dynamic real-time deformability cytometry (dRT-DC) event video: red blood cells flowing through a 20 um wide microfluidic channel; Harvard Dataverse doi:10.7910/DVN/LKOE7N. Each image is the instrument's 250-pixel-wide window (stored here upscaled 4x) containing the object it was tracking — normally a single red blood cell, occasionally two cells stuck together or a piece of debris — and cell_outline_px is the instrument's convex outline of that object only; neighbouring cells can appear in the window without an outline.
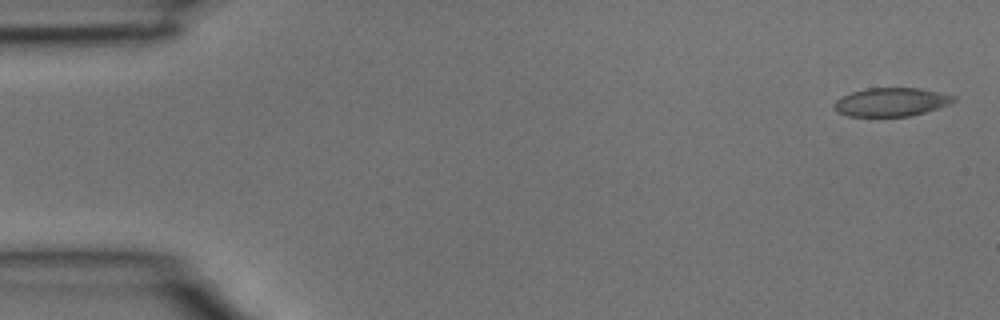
{"species": "common noctule bat (a hibernating species)", "species_latin": "Nyctalus noctula", "temperature_condition": "room temperature", "stored_images_in_passage": 37, "camera_frame_rate_fps": 3000, "um_per_image_px": 0.085, "animal": {"sex": "male", "body_mass_g": 15.6}, "frame": {"image": 1, "passage_image": 1, "time_ms": 0.0, "image_size_px": [1000, 320], "cell_outline_px": [[956, 100], [948, 104], [924, 112], [908, 116], [848, 116], [832, 108], [832, 104], [836, 100], [852, 92], [868, 88], [920, 88], [956, 96]], "centroid_in_image_um": [75.73, 8.67], "position_along_channel_um": 9.3, "area_um2": 19.59}}
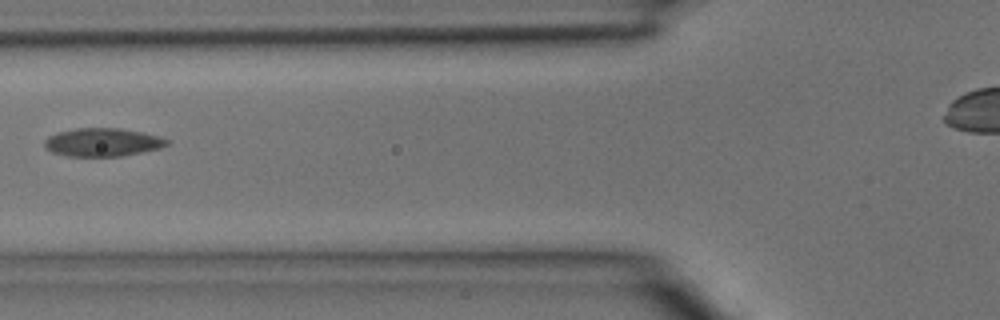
{"frame": {"image": 2, "passage_image": 15, "time_ms": 4.667, "image_size_px": [1000, 320], "cell_outline_px": [[172, 140], [168, 144], [160, 148], [124, 156], [64, 156], [52, 152], [44, 144], [44, 140], [48, 136], [56, 132], [76, 128], [120, 128], [160, 136]], "centroid_in_image_um": [8.73, 12.09], "position_along_channel_um": 117.1, "area_um2": 20.29}}
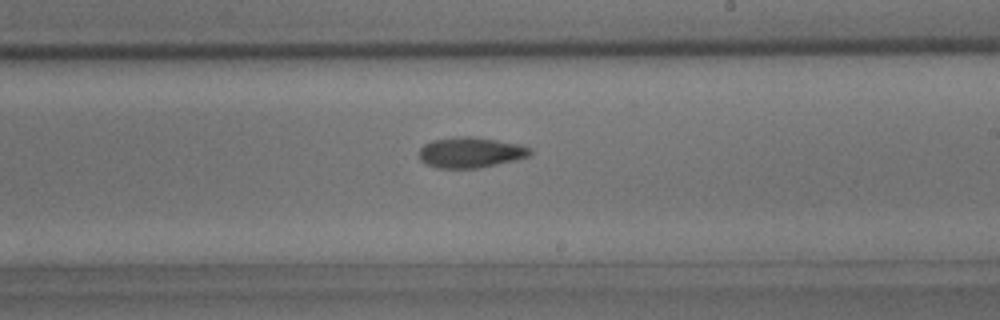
{"frame": {"image": 3, "passage_image": 23, "time_ms": 7.333, "image_size_px": [1000, 320], "cell_outline_px": [[532, 156], [516, 160], [476, 168], [436, 168], [424, 164], [420, 160], [420, 148], [424, 144], [432, 140], [460, 136], [472, 136], [520, 144], [532, 148]], "centroid_in_image_um": [40.01, 12.96], "position_along_channel_um": 249.0, "area_um2": 19.94}}